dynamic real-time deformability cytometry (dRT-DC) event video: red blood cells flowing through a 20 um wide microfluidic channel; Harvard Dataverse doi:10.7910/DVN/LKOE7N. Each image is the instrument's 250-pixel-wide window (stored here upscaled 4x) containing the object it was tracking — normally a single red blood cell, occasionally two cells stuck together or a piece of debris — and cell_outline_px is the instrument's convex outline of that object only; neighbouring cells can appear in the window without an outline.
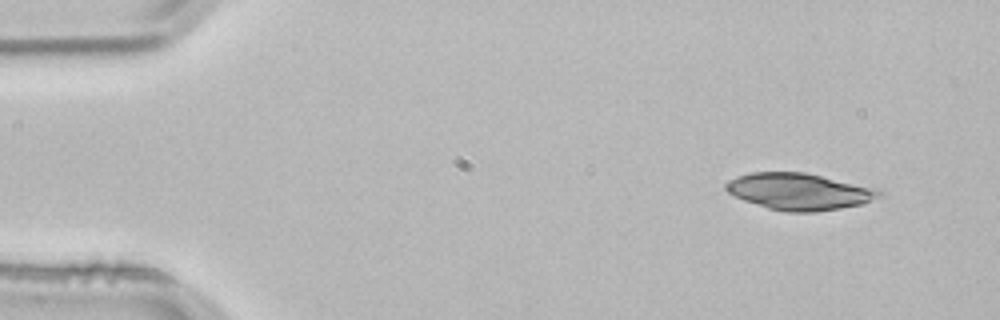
{"species": "common noctule bat (a hibernating species)", "species_latin": "Nyctalus noctula", "temperature_condition": "room temperature", "stored_images_in_passage": 3, "camera_frame_rate_fps": 3000, "um_per_image_px": 0.085, "animal": {"sex": "male", "body_mass_g": 21.5, "forearm_length_mm": 52.0}, "frame": {"image": 1, "passage_image": 1, "time_ms": 0.0, "image_size_px": [1000, 320], "cell_outline_px": [[880, 196], [860, 204], [840, 208], [816, 212], [784, 212], [768, 208], [744, 200], [728, 192], [724, 188], [724, 184], [736, 176], [752, 172], [804, 172], [876, 188], [880, 192]], "centroid_in_image_um": [67.88, 16.28], "position_along_channel_um": 17.1, "area_um2": 32.43}}